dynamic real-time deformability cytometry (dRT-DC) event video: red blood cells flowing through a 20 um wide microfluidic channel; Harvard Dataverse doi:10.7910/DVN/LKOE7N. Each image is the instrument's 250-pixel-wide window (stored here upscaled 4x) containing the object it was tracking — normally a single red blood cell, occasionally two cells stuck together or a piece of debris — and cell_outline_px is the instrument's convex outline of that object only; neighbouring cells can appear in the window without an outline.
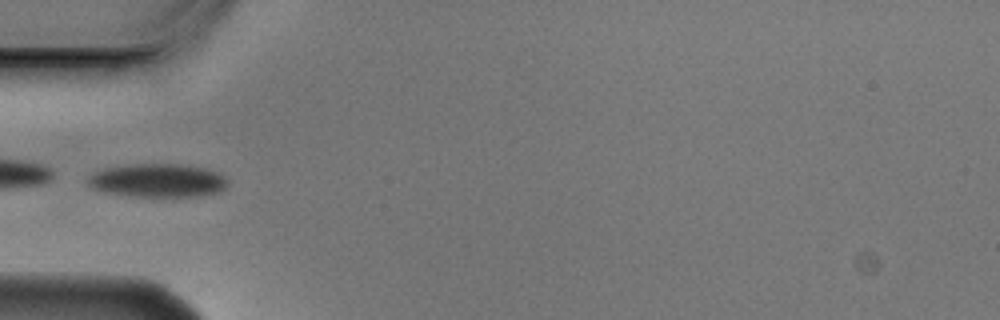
{"species": "Egyptian fruit bat (a non-hibernating species)", "species_latin": "Rousettus aegyptiacus", "temperature_condition": "cold", "stored_images_in_passage": 9, "camera_frame_rate_fps": 3000, "um_per_image_px": 0.085, "animal": {"sex": "male"}, "frame": {"image": 1, "passage_image": 4, "time_ms": 1.0, "image_size_px": [1000, 320], "cell_outline_px": [[228, 184], [220, 192], [200, 196], [132, 196], [108, 192], [92, 188], [84, 180], [92, 172], [104, 168], [136, 164], [180, 164], [208, 168], [220, 172], [228, 180]], "centroid_in_image_um": [13.43, 15.33], "position_along_channel_um": 71.6, "area_um2": 27.51}}
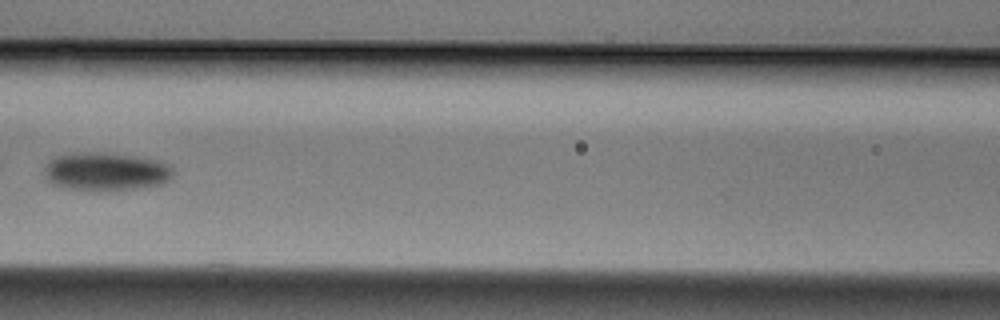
{"frame": {"image": 2, "passage_image": 6, "time_ms": 1.667, "image_size_px": [1000, 320], "cell_outline_px": [[172, 176], [168, 180], [160, 184], [132, 188], [96, 192], [68, 188], [52, 184], [44, 176], [44, 168], [48, 160], [56, 156], [80, 152], [104, 152], [160, 160], [172, 164]], "centroid_in_image_um": [8.97, 14.58], "position_along_channel_um": 157.6, "area_um2": 28.96}}
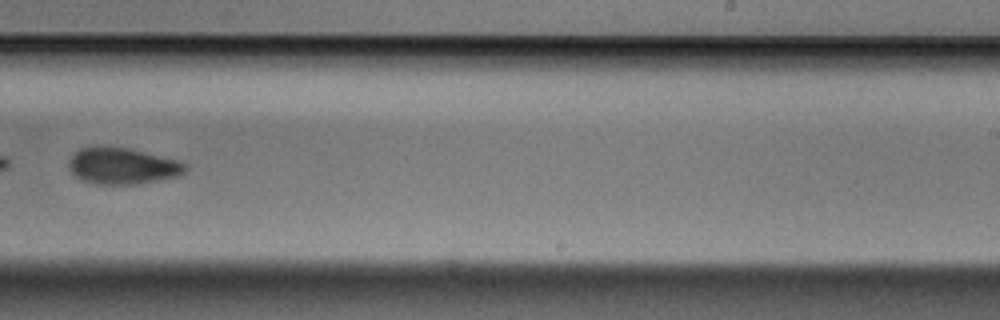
{"frame": {"image": 3, "passage_image": 9, "time_ms": 2.667, "image_size_px": [1000, 320], "cell_outline_px": [[188, 168], [184, 172], [176, 176], [136, 184], [96, 184], [84, 180], [76, 176], [68, 168], [68, 160], [80, 148], [108, 144], [128, 148], [180, 160], [188, 164]], "centroid_in_image_um": [10.4, 14.07], "position_along_channel_um": 278.6, "area_um2": 24.97}}